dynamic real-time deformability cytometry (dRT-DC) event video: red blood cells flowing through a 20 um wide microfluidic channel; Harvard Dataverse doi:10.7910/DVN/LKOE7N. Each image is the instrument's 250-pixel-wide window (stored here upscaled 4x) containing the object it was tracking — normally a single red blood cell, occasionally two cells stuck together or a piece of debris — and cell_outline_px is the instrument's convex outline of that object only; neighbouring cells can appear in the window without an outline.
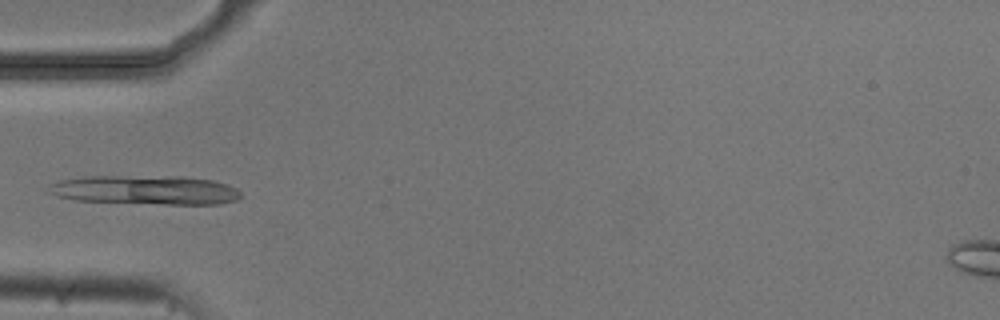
{"species": "common noctule bat (a hibernating species)", "species_latin": "Nyctalus noctula", "temperature_condition": "cold", "stored_images_in_passage": 5, "camera_frame_rate_fps": 3000, "um_per_image_px": 0.085, "animal": {"sex": "male", "body_mass_g": 20.5, "forearm_length_mm": 52.5}, "frame": {"image": 1, "passage_image": 4, "time_ms": 1.0, "image_size_px": [1000, 320], "cell_outline_px": [[240, 196], [236, 200], [220, 204], [164, 204], [72, 200], [56, 196], [48, 192], [48, 184], [60, 180], [84, 176], [184, 176], [212, 180], [228, 184], [236, 188], [240, 192]], "centroid_in_image_um": [12.33, 16.14], "position_along_channel_um": 72.7, "area_um2": 32.89}}
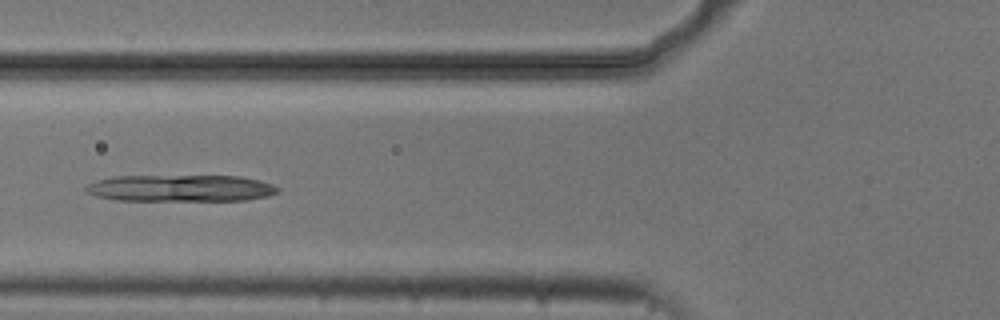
{"frame": {"image": 2, "passage_image": 5, "time_ms": 1.333, "image_size_px": [1000, 320], "cell_outline_px": [[280, 192], [268, 196], [248, 200], [116, 200], [96, 196], [88, 192], [84, 188], [88, 184], [96, 180], [112, 176], [240, 176], [260, 180], [272, 184], [280, 188]], "centroid_in_image_um": [15.38, 15.99], "position_along_channel_um": 110.4, "area_um2": 30.0}}